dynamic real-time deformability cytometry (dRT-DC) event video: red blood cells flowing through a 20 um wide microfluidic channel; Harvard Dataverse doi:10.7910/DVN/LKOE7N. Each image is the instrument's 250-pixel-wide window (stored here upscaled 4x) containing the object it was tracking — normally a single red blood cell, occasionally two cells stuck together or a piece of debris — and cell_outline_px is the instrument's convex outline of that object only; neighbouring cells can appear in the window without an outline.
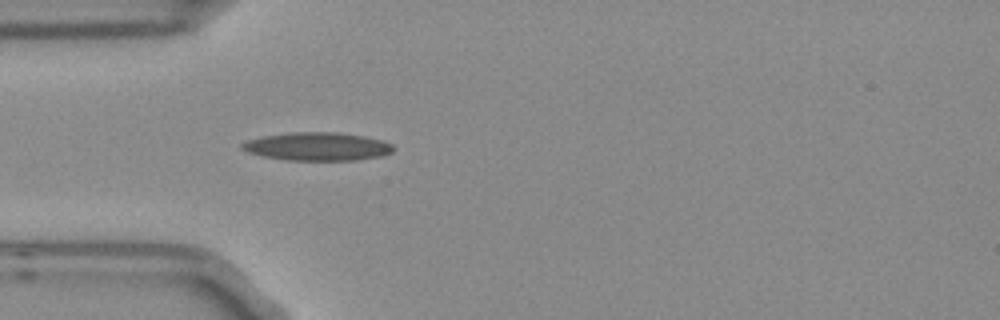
{"species": "Egyptian fruit bat (a non-hibernating species)", "species_latin": "Rousettus aegyptiacus", "temperature_condition": "room temperature", "stored_images_in_passage": 3, "camera_frame_rate_fps": 3000, "um_per_image_px": 0.085, "frame": {"image": 1, "passage_image": 3, "time_ms": 0.667, "image_size_px": [1000, 320], "cell_outline_px": [[396, 148], [392, 152], [384, 156], [356, 160], [288, 160], [264, 156], [248, 152], [240, 148], [240, 144], [248, 140], [264, 136], [296, 132], [332, 132], [364, 136], [380, 140], [392, 144]], "centroid_in_image_um": [27.01, 12.46], "position_along_channel_um": 58.0, "area_um2": 24.74}}